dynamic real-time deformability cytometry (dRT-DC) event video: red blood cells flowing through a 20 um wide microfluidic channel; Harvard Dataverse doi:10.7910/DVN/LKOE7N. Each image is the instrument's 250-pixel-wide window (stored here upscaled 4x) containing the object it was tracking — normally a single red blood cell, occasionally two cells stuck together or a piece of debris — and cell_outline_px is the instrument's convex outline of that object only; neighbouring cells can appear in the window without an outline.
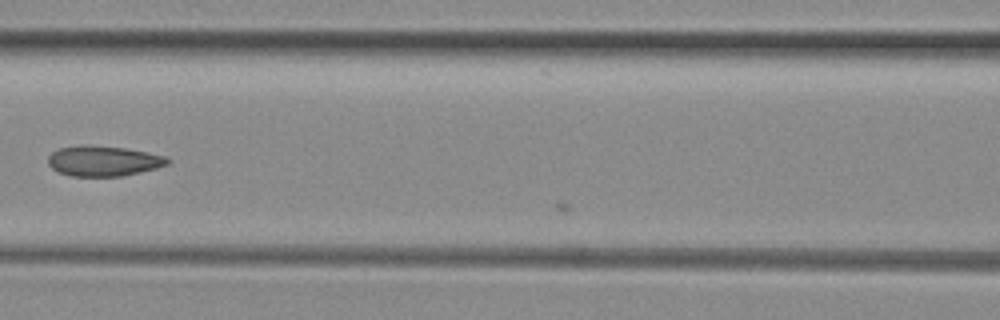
{"species": "common noctule bat (a hibernating species)", "species_latin": "Nyctalus noctula", "temperature_condition": "room temperature", "stored_images_in_passage": 15, "camera_frame_rate_fps": 3000, "um_per_image_px": 0.085, "animal": {"sex": "female", "body_mass_g": 29.2, "forearm_length_mm": 56.3}, "frame": {"image": 1, "passage_image": 14, "time_ms": 4.333, "image_size_px": [1000, 320], "cell_outline_px": [[172, 160], [168, 164], [156, 168], [124, 176], [72, 176], [56, 172], [48, 164], [48, 156], [52, 152], [60, 148], [84, 144], [88, 144], [124, 148], [148, 152], [168, 156]], "centroid_in_image_um": [8.8, 13.68], "position_along_channel_um": 157.8, "area_um2": 21.39}}